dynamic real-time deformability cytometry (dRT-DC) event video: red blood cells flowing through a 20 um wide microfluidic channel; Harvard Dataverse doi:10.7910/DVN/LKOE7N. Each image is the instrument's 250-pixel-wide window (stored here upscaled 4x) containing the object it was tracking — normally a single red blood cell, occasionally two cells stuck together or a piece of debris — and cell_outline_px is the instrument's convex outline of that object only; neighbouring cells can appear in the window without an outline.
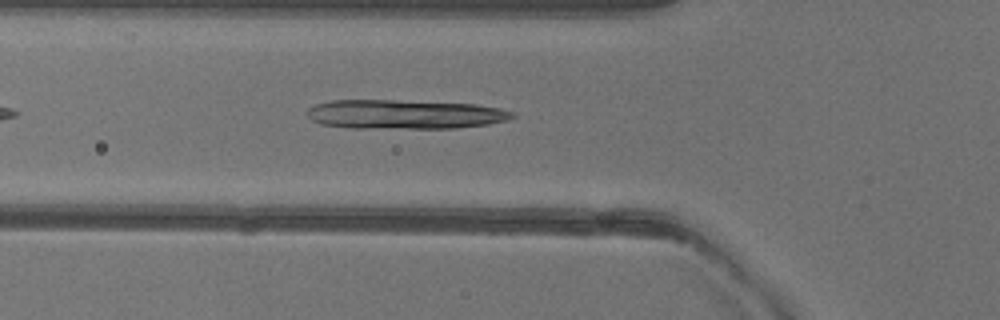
{"species": "common noctule bat (a hibernating species)", "species_latin": "Nyctalus noctula", "temperature_condition": "warm", "stored_images_in_passage": 40, "camera_frame_rate_fps": 3000, "um_per_image_px": 0.085, "animal": {"sex": "female"}, "frame": {"image": 1, "passage_image": 7, "time_ms": 2.0, "image_size_px": [1000, 320], "cell_outline_px": [[516, 116], [508, 120], [488, 124], [456, 128], [352, 128], [320, 124], [312, 120], [308, 116], [308, 108], [316, 104], [332, 100], [396, 100], [476, 104], [500, 108], [512, 112]], "centroid_in_image_um": [34.4, 9.72], "position_along_channel_um": 91.4, "area_um2": 35.03}}
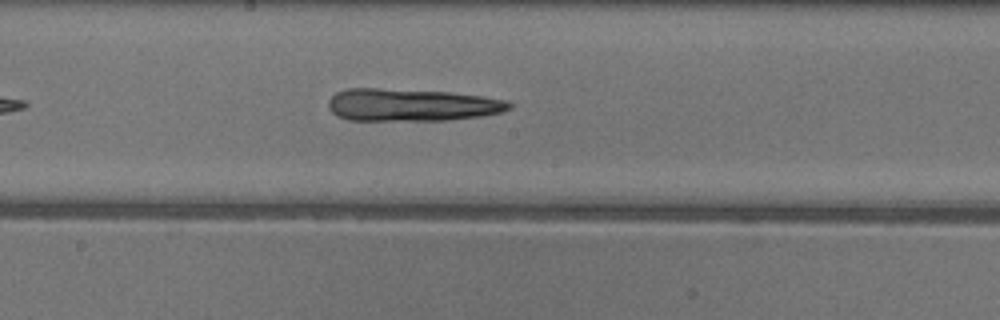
{"frame": {"image": 2, "passage_image": 16, "time_ms": 5.0, "image_size_px": [1000, 320], "cell_outline_px": [[512, 108], [500, 112], [484, 116], [448, 120], [348, 120], [336, 116], [328, 108], [328, 100], [336, 92], [348, 88], [376, 88], [448, 92], [484, 96], [508, 100], [512, 104]], "centroid_in_image_um": [34.98, 8.92], "position_along_channel_um": 213.2, "area_um2": 34.45}}
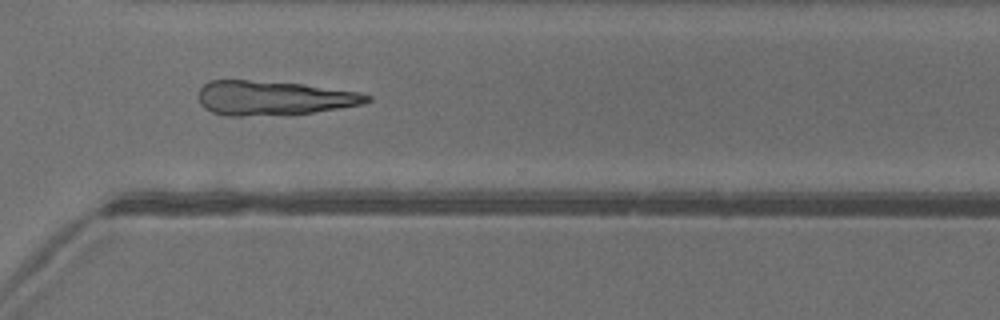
{"frame": {"image": 3, "passage_image": 26, "time_ms": 8.333, "image_size_px": [1000, 320], "cell_outline_px": [[372, 100], [364, 104], [312, 112], [284, 116], [228, 116], [212, 112], [204, 108], [200, 104], [200, 88], [204, 84], [212, 80], [248, 80], [304, 84], [356, 92], [372, 96]], "centroid_in_image_um": [23.25, 8.35], "position_along_channel_um": 347.3, "area_um2": 33.93}}